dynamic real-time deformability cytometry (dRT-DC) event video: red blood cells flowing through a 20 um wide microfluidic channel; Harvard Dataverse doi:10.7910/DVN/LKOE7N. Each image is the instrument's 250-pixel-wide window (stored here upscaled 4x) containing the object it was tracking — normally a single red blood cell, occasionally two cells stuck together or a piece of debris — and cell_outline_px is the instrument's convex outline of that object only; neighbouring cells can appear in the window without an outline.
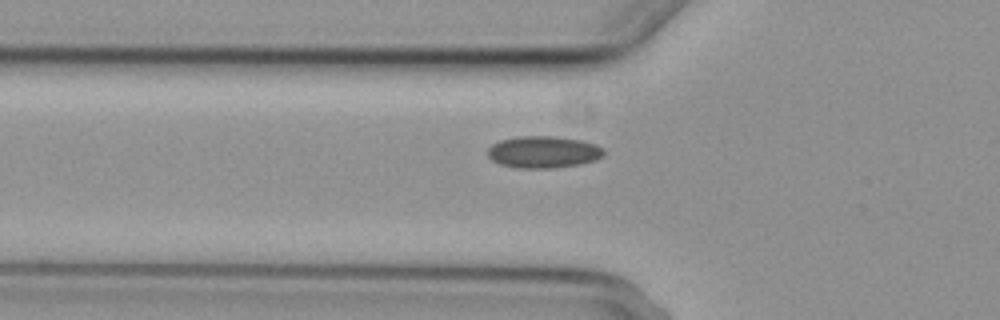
{"species": "common noctule bat (a hibernating species)", "species_latin": "Nyctalus noctula", "temperature_condition": "cold", "stored_images_in_passage": 3, "camera_frame_rate_fps": 3000, "um_per_image_px": 0.085, "animal": {"sex": "female", "body_mass_g": 29.2, "forearm_length_mm": 56.3}, "frame": {"image": 1, "passage_image": 3, "time_ms": 3.333, "image_size_px": [1000, 320], "cell_outline_px": [[604, 156], [596, 160], [580, 164], [552, 168], [516, 168], [500, 164], [492, 160], [488, 156], [488, 148], [492, 144], [500, 140], [520, 136], [556, 136], [584, 140], [596, 144], [604, 148]], "centroid_in_image_um": [46.22, 12.91], "position_along_channel_um": 79.6, "area_um2": 21.85}}